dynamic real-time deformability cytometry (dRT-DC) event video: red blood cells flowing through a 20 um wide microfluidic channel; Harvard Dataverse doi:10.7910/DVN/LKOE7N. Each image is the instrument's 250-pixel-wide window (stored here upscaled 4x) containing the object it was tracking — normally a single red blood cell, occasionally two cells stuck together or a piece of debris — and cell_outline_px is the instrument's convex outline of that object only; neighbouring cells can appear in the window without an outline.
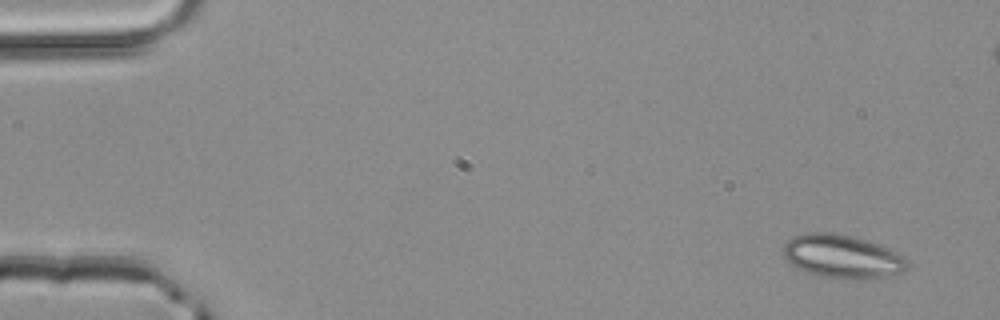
{"species": "common noctule bat (a hibernating species)", "species_latin": "Nyctalus noctula", "temperature_condition": "room temperature", "stored_images_in_passage": 3, "camera_frame_rate_fps": 3000, "um_per_image_px": 0.085, "animal": {"sex": "male", "body_mass_g": 20.4}, "frame": {"image": 1, "passage_image": 1, "time_ms": 0.0, "image_size_px": [1000, 320], "cell_outline_px": [[908, 268], [904, 272], [876, 280], [844, 280], [820, 276], [796, 268], [784, 256], [784, 244], [788, 240], [796, 236], [808, 232], [832, 232], [852, 236], [868, 240], [900, 252], [908, 260]], "centroid_in_image_um": [71.69, 21.83], "position_along_channel_um": 13.3, "area_um2": 32.19}}